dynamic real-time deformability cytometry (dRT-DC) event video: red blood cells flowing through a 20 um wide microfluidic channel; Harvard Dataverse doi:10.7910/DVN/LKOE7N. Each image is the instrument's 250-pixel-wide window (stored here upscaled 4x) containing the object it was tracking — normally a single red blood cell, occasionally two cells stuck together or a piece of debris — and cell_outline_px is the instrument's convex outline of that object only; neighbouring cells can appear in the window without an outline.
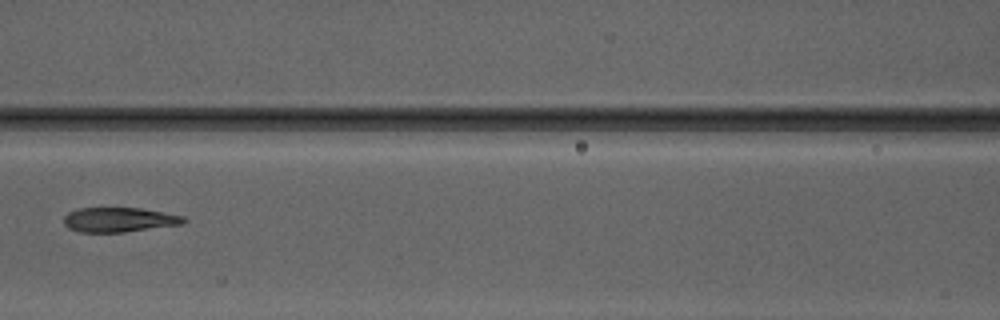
{"species": "Egyptian fruit bat (a non-hibernating species)", "species_latin": "Rousettus aegyptiacus", "temperature_condition": "warm", "stored_images_in_passage": 3, "camera_frame_rate_fps": 3000, "um_per_image_px": 0.085, "animal": {"sex": "male"}, "frame": {"image": 1, "passage_image": 3, "time_ms": 2.333, "image_size_px": [1000, 320], "cell_outline_px": [[188, 220], [180, 224], [124, 232], [80, 232], [68, 228], [64, 224], [64, 216], [68, 212], [80, 208], [140, 208], [184, 216]], "centroid_in_image_um": [10.09, 18.67], "position_along_channel_um": 156.5, "area_um2": 17.05}}